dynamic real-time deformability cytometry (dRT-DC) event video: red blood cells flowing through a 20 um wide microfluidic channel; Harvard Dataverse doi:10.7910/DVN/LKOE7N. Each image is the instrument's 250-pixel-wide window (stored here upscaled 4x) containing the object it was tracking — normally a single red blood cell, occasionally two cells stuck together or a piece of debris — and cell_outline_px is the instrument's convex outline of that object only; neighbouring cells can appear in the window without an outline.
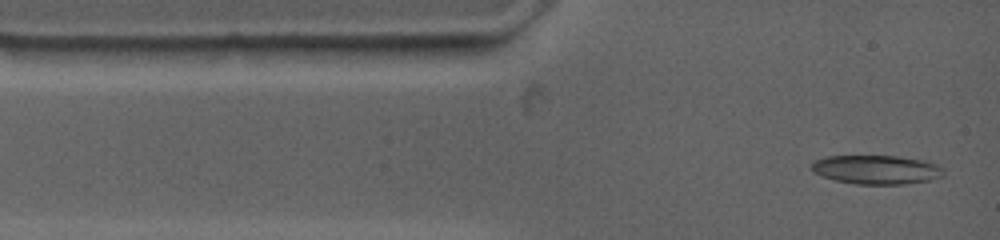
{"species": "common noctule bat (a hibernating species)", "species_latin": "Nyctalus noctula", "temperature_condition": "warm", "stored_images_in_passage": 13, "camera_frame_rate_fps": 4500, "um_per_image_px": 0.085, "animal": {"sex": "female", "body_mass_g": 19.0, "forearm_length_mm": 53.3}, "frame": {"image": 1, "passage_image": 2, "time_ms": 0.222, "image_size_px": [1000, 240], "cell_outline_px": [[944, 172], [940, 176], [928, 180], [900, 184], [860, 184], [836, 180], [824, 176], [816, 172], [812, 168], [812, 164], [816, 160], [824, 156], [900, 156], [928, 160], [944, 168]], "centroid_in_image_um": [74.55, 14.4], "position_along_channel_um": 10.5, "area_um2": 22.02}}
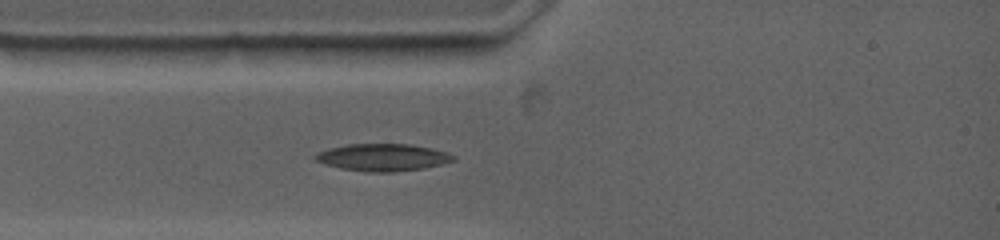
{"frame": {"image": 2, "passage_image": 11, "time_ms": 2.222, "image_size_px": [1000, 240], "cell_outline_px": [[456, 160], [424, 168], [392, 172], [364, 172], [340, 168], [316, 160], [312, 156], [316, 152], [328, 148], [348, 144], [408, 144], [432, 148], [448, 152], [456, 156]], "centroid_in_image_um": [32.54, 13.37], "position_along_channel_um": 52.5, "area_um2": 21.96}}